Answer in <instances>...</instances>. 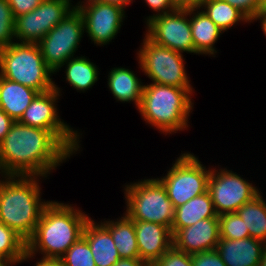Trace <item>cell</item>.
<instances>
[{"mask_svg": "<svg viewBox=\"0 0 266 266\" xmlns=\"http://www.w3.org/2000/svg\"><path fill=\"white\" fill-rule=\"evenodd\" d=\"M72 155L51 131L15 121L0 143V174L47 178Z\"/></svg>", "mask_w": 266, "mask_h": 266, "instance_id": "1", "label": "cell"}, {"mask_svg": "<svg viewBox=\"0 0 266 266\" xmlns=\"http://www.w3.org/2000/svg\"><path fill=\"white\" fill-rule=\"evenodd\" d=\"M72 204L50 201L31 238L26 242V252L20 263L40 253L42 258L59 259L82 237L88 214Z\"/></svg>", "mask_w": 266, "mask_h": 266, "instance_id": "2", "label": "cell"}, {"mask_svg": "<svg viewBox=\"0 0 266 266\" xmlns=\"http://www.w3.org/2000/svg\"><path fill=\"white\" fill-rule=\"evenodd\" d=\"M0 222L25 242L34 233L44 208L50 203L41 199L40 176H1ZM43 200V201H42Z\"/></svg>", "mask_w": 266, "mask_h": 266, "instance_id": "3", "label": "cell"}, {"mask_svg": "<svg viewBox=\"0 0 266 266\" xmlns=\"http://www.w3.org/2000/svg\"><path fill=\"white\" fill-rule=\"evenodd\" d=\"M191 96L193 92L190 89L144 84L138 111L144 121L161 134H174L189 127L188 119L194 104Z\"/></svg>", "mask_w": 266, "mask_h": 266, "instance_id": "4", "label": "cell"}, {"mask_svg": "<svg viewBox=\"0 0 266 266\" xmlns=\"http://www.w3.org/2000/svg\"><path fill=\"white\" fill-rule=\"evenodd\" d=\"M1 77L30 87L39 93L54 89L55 74L43 60L36 43L12 42L0 49Z\"/></svg>", "mask_w": 266, "mask_h": 266, "instance_id": "5", "label": "cell"}, {"mask_svg": "<svg viewBox=\"0 0 266 266\" xmlns=\"http://www.w3.org/2000/svg\"><path fill=\"white\" fill-rule=\"evenodd\" d=\"M124 187L125 214L130 219L159 223L171 230L175 209L158 178L141 179Z\"/></svg>", "mask_w": 266, "mask_h": 266, "instance_id": "6", "label": "cell"}, {"mask_svg": "<svg viewBox=\"0 0 266 266\" xmlns=\"http://www.w3.org/2000/svg\"><path fill=\"white\" fill-rule=\"evenodd\" d=\"M139 48L138 64L151 83L190 89L195 93L185 70L184 54L157 45L146 36Z\"/></svg>", "mask_w": 266, "mask_h": 266, "instance_id": "7", "label": "cell"}, {"mask_svg": "<svg viewBox=\"0 0 266 266\" xmlns=\"http://www.w3.org/2000/svg\"><path fill=\"white\" fill-rule=\"evenodd\" d=\"M210 174L211 167L206 168L198 157L185 152L175 160L166 175L158 179L165 187L175 209L207 192Z\"/></svg>", "mask_w": 266, "mask_h": 266, "instance_id": "8", "label": "cell"}, {"mask_svg": "<svg viewBox=\"0 0 266 266\" xmlns=\"http://www.w3.org/2000/svg\"><path fill=\"white\" fill-rule=\"evenodd\" d=\"M61 90L54 89L39 93L18 120L21 124L51 131L73 154L80 151V132L65 123L58 115L57 102Z\"/></svg>", "mask_w": 266, "mask_h": 266, "instance_id": "9", "label": "cell"}, {"mask_svg": "<svg viewBox=\"0 0 266 266\" xmlns=\"http://www.w3.org/2000/svg\"><path fill=\"white\" fill-rule=\"evenodd\" d=\"M84 33L82 15L75 7L38 43L45 64L54 73L59 72L66 61L75 57Z\"/></svg>", "mask_w": 266, "mask_h": 266, "instance_id": "10", "label": "cell"}, {"mask_svg": "<svg viewBox=\"0 0 266 266\" xmlns=\"http://www.w3.org/2000/svg\"><path fill=\"white\" fill-rule=\"evenodd\" d=\"M252 184L227 168H211L207 191L216 214L237 212L245 203L253 200L261 191Z\"/></svg>", "mask_w": 266, "mask_h": 266, "instance_id": "11", "label": "cell"}, {"mask_svg": "<svg viewBox=\"0 0 266 266\" xmlns=\"http://www.w3.org/2000/svg\"><path fill=\"white\" fill-rule=\"evenodd\" d=\"M146 26L144 35L155 44L181 53L198 54L192 39L190 9H176L154 16L146 22Z\"/></svg>", "mask_w": 266, "mask_h": 266, "instance_id": "12", "label": "cell"}, {"mask_svg": "<svg viewBox=\"0 0 266 266\" xmlns=\"http://www.w3.org/2000/svg\"><path fill=\"white\" fill-rule=\"evenodd\" d=\"M72 0H44L33 11L15 18V41L38 44L75 6Z\"/></svg>", "mask_w": 266, "mask_h": 266, "instance_id": "13", "label": "cell"}, {"mask_svg": "<svg viewBox=\"0 0 266 266\" xmlns=\"http://www.w3.org/2000/svg\"><path fill=\"white\" fill-rule=\"evenodd\" d=\"M75 7L82 15L85 33L98 46H105L115 39L126 17L125 8L117 4L83 0Z\"/></svg>", "mask_w": 266, "mask_h": 266, "instance_id": "14", "label": "cell"}, {"mask_svg": "<svg viewBox=\"0 0 266 266\" xmlns=\"http://www.w3.org/2000/svg\"><path fill=\"white\" fill-rule=\"evenodd\" d=\"M172 246L187 254L215 250L220 240L219 216L197 221L192 226L171 230Z\"/></svg>", "mask_w": 266, "mask_h": 266, "instance_id": "15", "label": "cell"}, {"mask_svg": "<svg viewBox=\"0 0 266 266\" xmlns=\"http://www.w3.org/2000/svg\"><path fill=\"white\" fill-rule=\"evenodd\" d=\"M133 222L140 259L152 265L172 247L171 230L159 223Z\"/></svg>", "mask_w": 266, "mask_h": 266, "instance_id": "16", "label": "cell"}, {"mask_svg": "<svg viewBox=\"0 0 266 266\" xmlns=\"http://www.w3.org/2000/svg\"><path fill=\"white\" fill-rule=\"evenodd\" d=\"M265 246V242L252 237L220 238L216 250L226 266H258Z\"/></svg>", "mask_w": 266, "mask_h": 266, "instance_id": "17", "label": "cell"}, {"mask_svg": "<svg viewBox=\"0 0 266 266\" xmlns=\"http://www.w3.org/2000/svg\"><path fill=\"white\" fill-rule=\"evenodd\" d=\"M82 236L91 248L96 266H114L121 259L111 233L101 222L89 218Z\"/></svg>", "mask_w": 266, "mask_h": 266, "instance_id": "18", "label": "cell"}, {"mask_svg": "<svg viewBox=\"0 0 266 266\" xmlns=\"http://www.w3.org/2000/svg\"><path fill=\"white\" fill-rule=\"evenodd\" d=\"M38 91L0 76V108L18 121Z\"/></svg>", "mask_w": 266, "mask_h": 266, "instance_id": "19", "label": "cell"}, {"mask_svg": "<svg viewBox=\"0 0 266 266\" xmlns=\"http://www.w3.org/2000/svg\"><path fill=\"white\" fill-rule=\"evenodd\" d=\"M131 69L125 67H115L108 74L107 86L116 101L133 102L138 110L143 92V82L133 73Z\"/></svg>", "mask_w": 266, "mask_h": 266, "instance_id": "20", "label": "cell"}, {"mask_svg": "<svg viewBox=\"0 0 266 266\" xmlns=\"http://www.w3.org/2000/svg\"><path fill=\"white\" fill-rule=\"evenodd\" d=\"M190 26L198 55L215 57L217 51L214 45L224 32L200 8L190 9Z\"/></svg>", "mask_w": 266, "mask_h": 266, "instance_id": "21", "label": "cell"}, {"mask_svg": "<svg viewBox=\"0 0 266 266\" xmlns=\"http://www.w3.org/2000/svg\"><path fill=\"white\" fill-rule=\"evenodd\" d=\"M212 198L209 192L196 196L185 204L175 208L171 230H179L192 226L197 221L216 217Z\"/></svg>", "mask_w": 266, "mask_h": 266, "instance_id": "22", "label": "cell"}, {"mask_svg": "<svg viewBox=\"0 0 266 266\" xmlns=\"http://www.w3.org/2000/svg\"><path fill=\"white\" fill-rule=\"evenodd\" d=\"M101 223L112 235L120 258L140 259L134 222L125 213L121 218L105 220Z\"/></svg>", "mask_w": 266, "mask_h": 266, "instance_id": "23", "label": "cell"}, {"mask_svg": "<svg viewBox=\"0 0 266 266\" xmlns=\"http://www.w3.org/2000/svg\"><path fill=\"white\" fill-rule=\"evenodd\" d=\"M65 79L76 91L86 92L98 81V67L85 56H76L66 61Z\"/></svg>", "mask_w": 266, "mask_h": 266, "instance_id": "24", "label": "cell"}, {"mask_svg": "<svg viewBox=\"0 0 266 266\" xmlns=\"http://www.w3.org/2000/svg\"><path fill=\"white\" fill-rule=\"evenodd\" d=\"M250 237L266 243V201L261 193L237 210Z\"/></svg>", "mask_w": 266, "mask_h": 266, "instance_id": "25", "label": "cell"}, {"mask_svg": "<svg viewBox=\"0 0 266 266\" xmlns=\"http://www.w3.org/2000/svg\"><path fill=\"white\" fill-rule=\"evenodd\" d=\"M202 11L223 31L226 32L238 22L251 21L237 8L224 0H206L200 7Z\"/></svg>", "mask_w": 266, "mask_h": 266, "instance_id": "26", "label": "cell"}, {"mask_svg": "<svg viewBox=\"0 0 266 266\" xmlns=\"http://www.w3.org/2000/svg\"><path fill=\"white\" fill-rule=\"evenodd\" d=\"M26 252V242L0 222V258L9 266L19 264Z\"/></svg>", "mask_w": 266, "mask_h": 266, "instance_id": "27", "label": "cell"}, {"mask_svg": "<svg viewBox=\"0 0 266 266\" xmlns=\"http://www.w3.org/2000/svg\"><path fill=\"white\" fill-rule=\"evenodd\" d=\"M59 259L64 266H96L91 248L83 236Z\"/></svg>", "mask_w": 266, "mask_h": 266, "instance_id": "28", "label": "cell"}, {"mask_svg": "<svg viewBox=\"0 0 266 266\" xmlns=\"http://www.w3.org/2000/svg\"><path fill=\"white\" fill-rule=\"evenodd\" d=\"M219 230L222 239L235 240L250 237L248 228L237 212L219 215Z\"/></svg>", "mask_w": 266, "mask_h": 266, "instance_id": "29", "label": "cell"}, {"mask_svg": "<svg viewBox=\"0 0 266 266\" xmlns=\"http://www.w3.org/2000/svg\"><path fill=\"white\" fill-rule=\"evenodd\" d=\"M14 22L7 0H0V49L15 41Z\"/></svg>", "mask_w": 266, "mask_h": 266, "instance_id": "30", "label": "cell"}, {"mask_svg": "<svg viewBox=\"0 0 266 266\" xmlns=\"http://www.w3.org/2000/svg\"><path fill=\"white\" fill-rule=\"evenodd\" d=\"M151 266H193V262L191 254H187L172 246Z\"/></svg>", "mask_w": 266, "mask_h": 266, "instance_id": "31", "label": "cell"}, {"mask_svg": "<svg viewBox=\"0 0 266 266\" xmlns=\"http://www.w3.org/2000/svg\"><path fill=\"white\" fill-rule=\"evenodd\" d=\"M191 259L193 266H226L216 249L191 254Z\"/></svg>", "mask_w": 266, "mask_h": 266, "instance_id": "32", "label": "cell"}, {"mask_svg": "<svg viewBox=\"0 0 266 266\" xmlns=\"http://www.w3.org/2000/svg\"><path fill=\"white\" fill-rule=\"evenodd\" d=\"M241 11L250 21L261 12L260 0H224Z\"/></svg>", "mask_w": 266, "mask_h": 266, "instance_id": "33", "label": "cell"}, {"mask_svg": "<svg viewBox=\"0 0 266 266\" xmlns=\"http://www.w3.org/2000/svg\"><path fill=\"white\" fill-rule=\"evenodd\" d=\"M43 1L44 0H7L14 18L33 11Z\"/></svg>", "mask_w": 266, "mask_h": 266, "instance_id": "34", "label": "cell"}, {"mask_svg": "<svg viewBox=\"0 0 266 266\" xmlns=\"http://www.w3.org/2000/svg\"><path fill=\"white\" fill-rule=\"evenodd\" d=\"M145 3L151 8V10L155 11L156 14L149 15L145 19V22H147L149 19H151L154 16L162 15V14H168L177 9V7L174 5L173 0H144Z\"/></svg>", "mask_w": 266, "mask_h": 266, "instance_id": "35", "label": "cell"}, {"mask_svg": "<svg viewBox=\"0 0 266 266\" xmlns=\"http://www.w3.org/2000/svg\"><path fill=\"white\" fill-rule=\"evenodd\" d=\"M14 122L15 121L0 108V143L10 131V128Z\"/></svg>", "mask_w": 266, "mask_h": 266, "instance_id": "36", "label": "cell"}, {"mask_svg": "<svg viewBox=\"0 0 266 266\" xmlns=\"http://www.w3.org/2000/svg\"><path fill=\"white\" fill-rule=\"evenodd\" d=\"M206 0H173L177 9H196L200 8Z\"/></svg>", "mask_w": 266, "mask_h": 266, "instance_id": "37", "label": "cell"}, {"mask_svg": "<svg viewBox=\"0 0 266 266\" xmlns=\"http://www.w3.org/2000/svg\"><path fill=\"white\" fill-rule=\"evenodd\" d=\"M114 266H151L141 259L121 258Z\"/></svg>", "mask_w": 266, "mask_h": 266, "instance_id": "38", "label": "cell"}, {"mask_svg": "<svg viewBox=\"0 0 266 266\" xmlns=\"http://www.w3.org/2000/svg\"><path fill=\"white\" fill-rule=\"evenodd\" d=\"M35 266H64L60 259L53 258H41L40 261H36Z\"/></svg>", "mask_w": 266, "mask_h": 266, "instance_id": "39", "label": "cell"}, {"mask_svg": "<svg viewBox=\"0 0 266 266\" xmlns=\"http://www.w3.org/2000/svg\"><path fill=\"white\" fill-rule=\"evenodd\" d=\"M259 21L260 20V23H261V29L264 33V35L266 36V12H260L257 16H255L251 22H254V21Z\"/></svg>", "mask_w": 266, "mask_h": 266, "instance_id": "40", "label": "cell"}, {"mask_svg": "<svg viewBox=\"0 0 266 266\" xmlns=\"http://www.w3.org/2000/svg\"><path fill=\"white\" fill-rule=\"evenodd\" d=\"M104 3L117 4L126 8L129 4L133 3V0H95Z\"/></svg>", "mask_w": 266, "mask_h": 266, "instance_id": "41", "label": "cell"}, {"mask_svg": "<svg viewBox=\"0 0 266 266\" xmlns=\"http://www.w3.org/2000/svg\"><path fill=\"white\" fill-rule=\"evenodd\" d=\"M258 266H266V246L264 247V251H263L262 257L259 261Z\"/></svg>", "mask_w": 266, "mask_h": 266, "instance_id": "42", "label": "cell"}, {"mask_svg": "<svg viewBox=\"0 0 266 266\" xmlns=\"http://www.w3.org/2000/svg\"><path fill=\"white\" fill-rule=\"evenodd\" d=\"M261 12H266V0H260Z\"/></svg>", "mask_w": 266, "mask_h": 266, "instance_id": "43", "label": "cell"}, {"mask_svg": "<svg viewBox=\"0 0 266 266\" xmlns=\"http://www.w3.org/2000/svg\"><path fill=\"white\" fill-rule=\"evenodd\" d=\"M0 266H9L3 259L0 258Z\"/></svg>", "mask_w": 266, "mask_h": 266, "instance_id": "44", "label": "cell"}]
</instances>
